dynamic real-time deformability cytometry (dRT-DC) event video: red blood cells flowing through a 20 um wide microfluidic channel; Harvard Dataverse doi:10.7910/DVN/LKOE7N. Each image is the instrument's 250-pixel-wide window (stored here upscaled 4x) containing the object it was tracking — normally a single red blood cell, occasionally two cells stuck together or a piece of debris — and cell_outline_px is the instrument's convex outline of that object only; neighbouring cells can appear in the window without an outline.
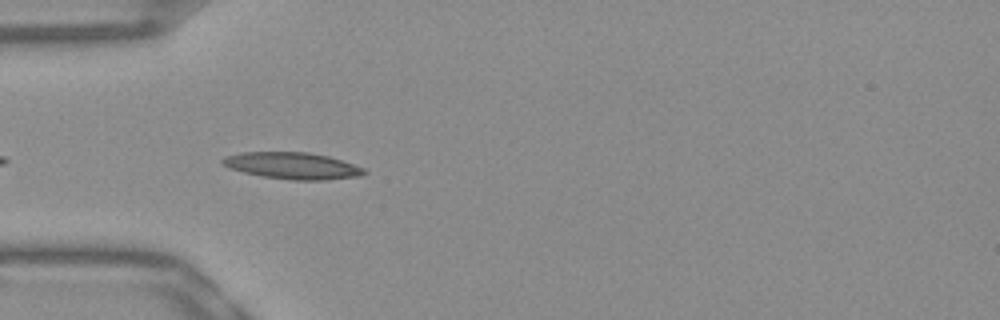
{"species": "Egyptian fruit bat (a non-hibernating species)", "species_latin": "Rousettus aegyptiacus", "temperature_condition": "warm", "stored_images_in_passage": 25, "camera_frame_rate_fps": 3000, "um_per_image_px": 0.085, "frame": {"image": 1, "passage_image": 3, "time_ms": 0.667, "image_size_px": [1000, 320], "cell_outline_px": [[368, 172], [364, 176], [324, 180], [292, 180], [264, 176], [244, 172], [228, 168], [220, 164], [220, 160], [224, 156], [240, 152], [308, 152], [328, 156], [364, 168]], "centroid_in_image_um": [24.84, 14.08], "position_along_channel_um": 60.2, "area_um2": 22.14}}
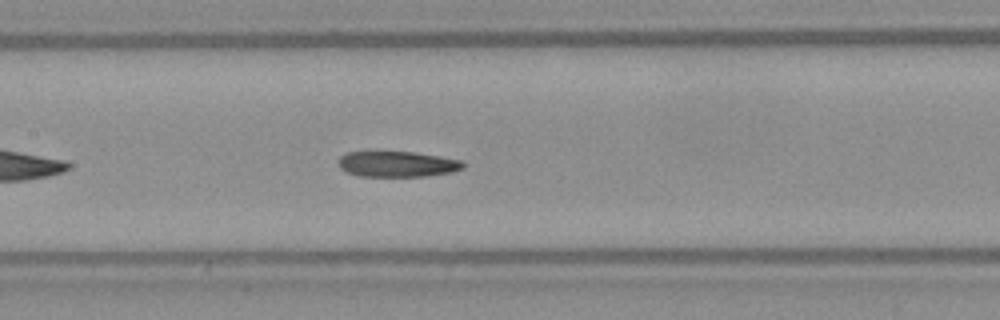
{"frame": {"image": 2, "passage_image": 12, "time_ms": 3.667, "image_size_px": [1000, 320], "cell_outline_px": [[464, 168], [452, 172], [428, 176], [360, 176], [348, 172], [340, 168], [336, 160], [340, 156], [348, 152], [412, 152], [440, 156], [460, 160], [464, 164]], "centroid_in_image_um": [33.76, 13.95], "position_along_channel_um": 173.6, "area_um2": 18.61}}
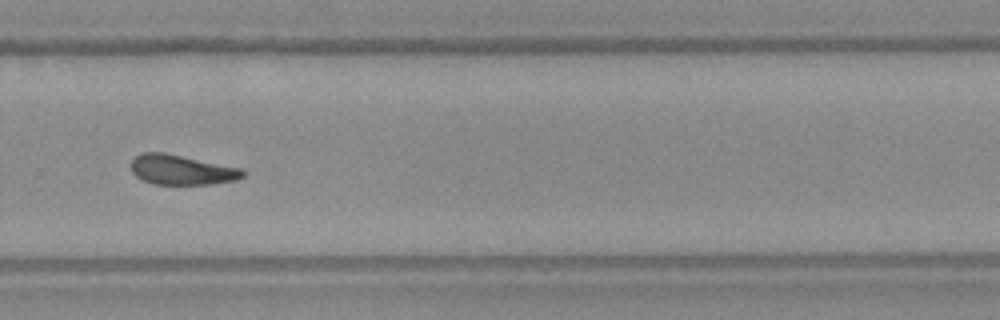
{"frame": {"image": 3, "passage_image": 23, "time_ms": 7.333, "image_size_px": [1000, 320], "cell_outline_px": [[244, 176], [236, 180], [212, 184], [152, 184], [136, 176], [132, 172], [132, 160], [136, 156], [144, 152], [164, 152], [244, 168]], "centroid_in_image_um": [15.48, 14.43], "position_along_channel_um": 314.3, "area_um2": 19.54}}